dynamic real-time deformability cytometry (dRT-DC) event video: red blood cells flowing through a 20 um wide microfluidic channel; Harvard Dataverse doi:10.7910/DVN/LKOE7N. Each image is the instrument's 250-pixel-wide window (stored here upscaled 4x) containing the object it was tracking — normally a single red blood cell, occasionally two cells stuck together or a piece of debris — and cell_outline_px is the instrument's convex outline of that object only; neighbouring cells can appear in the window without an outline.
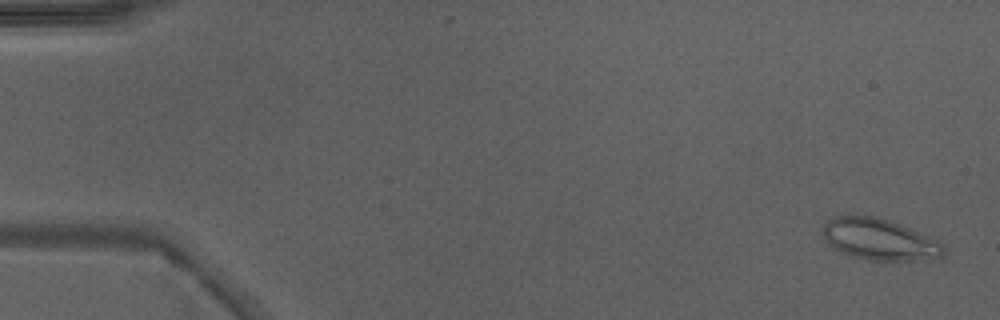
{"species": "Egyptian fruit bat (a non-hibernating species)", "species_latin": "Rousettus aegyptiacus", "temperature_condition": "warm", "stored_images_in_passage": 49, "camera_frame_rate_fps": 3000, "um_per_image_px": 0.085, "animal": {"sex": "male"}, "frame": {"image": 1, "passage_image": 2, "time_ms": 0.333, "image_size_px": [1000, 320], "cell_outline_px": [[944, 256], [936, 260], [868, 260], [852, 256], [832, 248], [824, 240], [820, 232], [824, 224], [828, 220], [836, 216], [876, 216], [888, 220], [928, 236], [936, 240], [944, 248]], "centroid_in_image_um": [74.71, 20.37], "position_along_channel_um": 10.3, "area_um2": 29.13}}
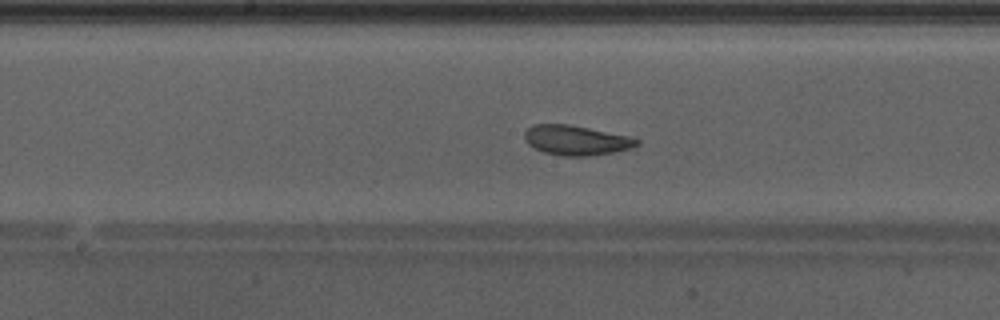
{"frame": {"image": 2, "passage_image": 26, "time_ms": 8.333, "image_size_px": [1000, 320], "cell_outline_px": [[640, 144], [632, 148], [592, 156], [564, 156], [544, 152], [528, 144], [524, 140], [524, 132], [532, 124], [568, 124], [628, 136], [640, 140]], "centroid_in_image_um": [48.96, 11.92], "position_along_channel_um": 199.2, "area_um2": 19.42}}
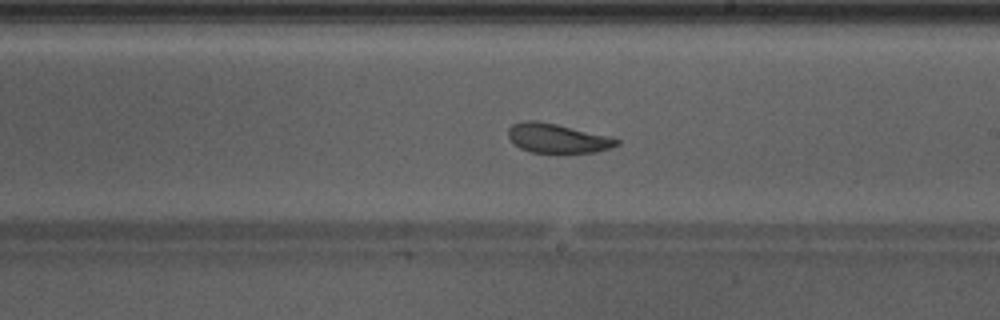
{"frame": {"image": 3, "passage_image": 29, "time_ms": 9.333, "image_size_px": [1000, 320], "cell_outline_px": [[620, 144], [596, 152], [532, 152], [520, 148], [508, 136], [508, 128], [512, 124], [524, 120], [536, 120], [556, 124], [612, 136], [620, 140]], "centroid_in_image_um": [47.4, 11.73], "position_along_channel_um": 241.6, "area_um2": 18.44}, "authors_computed_cell_mechanics": {"area_um2": 21.386, "velocity_mm_per_s": 4.253, "shape_relaxation_time_tau1_ms": 5.5317, "shape_relaxation_time_tau2_ms": 2.1002, "deformation_change_tau1": 0.1205, "deformation_change_tau2": 0.0761}}